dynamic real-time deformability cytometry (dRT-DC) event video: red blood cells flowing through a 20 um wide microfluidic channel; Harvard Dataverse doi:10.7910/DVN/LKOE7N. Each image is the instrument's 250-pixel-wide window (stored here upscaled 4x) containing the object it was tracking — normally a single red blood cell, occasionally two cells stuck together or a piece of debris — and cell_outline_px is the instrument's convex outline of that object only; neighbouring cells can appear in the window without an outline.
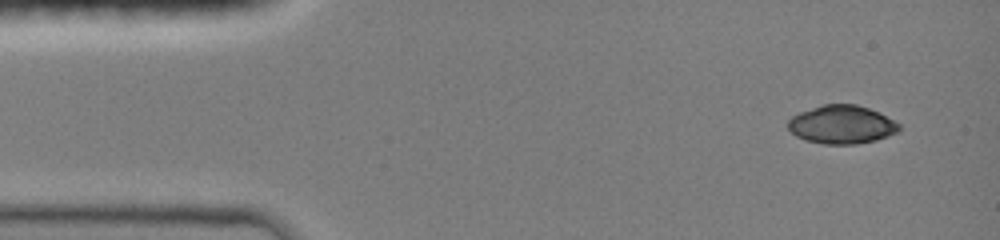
{"species": "common noctule bat (a hibernating species)", "species_latin": "Nyctalus noctula", "temperature_condition": "room temperature", "stored_images_in_passage": 8, "camera_frame_rate_fps": 3000, "um_per_image_px": 0.085, "animal": {"sex": "female", "body_mass_g": 19.0, "forearm_length_mm": 51.5}, "frame": {"image": 1, "passage_image": 1, "time_ms": 0.0, "image_size_px": [1000, 240], "cell_outline_px": [[900, 128], [896, 132], [888, 136], [876, 140], [856, 144], [824, 144], [808, 140], [796, 136], [788, 128], [788, 120], [792, 116], [800, 112], [824, 104], [856, 104], [880, 112], [900, 124]], "centroid_in_image_um": [71.56, 10.58], "position_along_channel_um": 13.4, "area_um2": 24.74}}
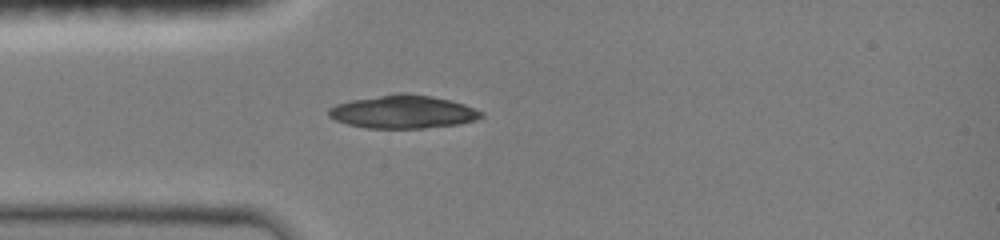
{"frame": {"image": 2, "passage_image": 5, "time_ms": 3.0, "image_size_px": [1000, 240], "cell_outline_px": [[484, 116], [476, 120], [460, 124], [424, 128], [368, 128], [348, 124], [336, 120], [328, 116], [328, 108], [336, 104], [352, 100], [400, 92], [404, 92], [428, 96], [448, 100], [464, 104], [484, 112]], "centroid_in_image_um": [34.27, 9.51], "position_along_channel_um": 50.7, "area_um2": 29.36}}
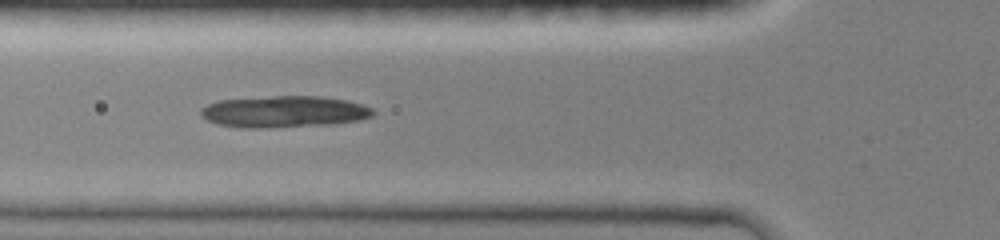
{"frame": {"image": 3, "passage_image": 7, "time_ms": 4.333, "image_size_px": [1000, 240], "cell_outline_px": [[376, 112], [372, 116], [356, 120], [336, 124], [260, 128], [244, 128], [216, 124], [200, 116], [200, 108], [208, 104], [220, 100], [272, 96], [320, 96], [344, 100], [360, 104], [372, 108]], "centroid_in_image_um": [24.11, 9.5], "position_along_channel_um": 101.7, "area_um2": 31.67}}